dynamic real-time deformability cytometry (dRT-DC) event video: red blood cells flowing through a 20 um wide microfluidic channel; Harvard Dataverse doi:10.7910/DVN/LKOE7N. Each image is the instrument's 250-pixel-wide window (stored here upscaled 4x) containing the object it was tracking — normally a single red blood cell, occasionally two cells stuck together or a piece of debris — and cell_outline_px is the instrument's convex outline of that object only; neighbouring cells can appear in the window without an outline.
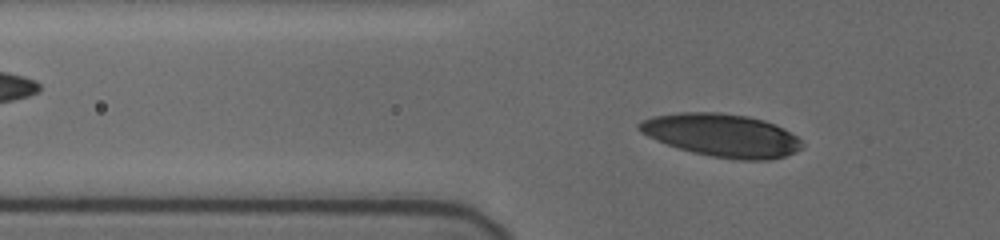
{"species": "human", "species_latin": "Homo sapiens", "temperature_condition": "cold", "stored_images_in_passage": 52, "segment_of_instrument_passage": [1, 2], "camera_frame_rate_fps": 3000, "um_per_image_px": 0.085, "donor": {"sex": "female"}, "frame": {"image": 1, "passage_image": 15, "time_ms": 4.667, "image_size_px": [1000, 240], "cell_outline_px": [[804, 144], [796, 152], [784, 156], [768, 160], [740, 160], [712, 156], [692, 152], [656, 140], [640, 132], [636, 128], [636, 124], [640, 120], [652, 116], [680, 112], [720, 112], [748, 116], [764, 120], [776, 124], [784, 128], [796, 136]], "centroid_in_image_um": [61.34, 11.48], "position_along_channel_um": 64.5, "area_um2": 40.92}}
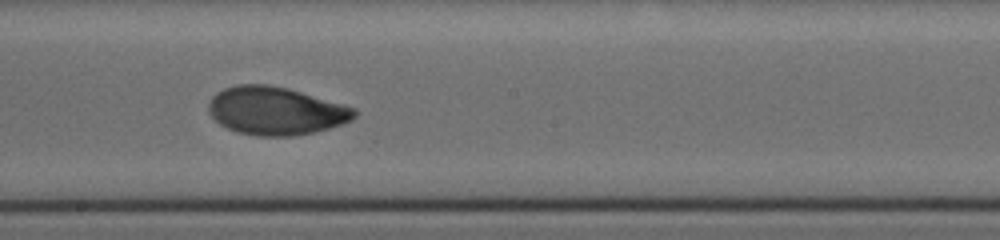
{"frame": {"image": 2, "passage_image": 29, "time_ms": 9.333, "image_size_px": [1000, 240], "cell_outline_px": [[356, 116], [352, 120], [328, 128], [312, 132], [292, 136], [256, 136], [236, 132], [220, 124], [208, 112], [208, 104], [212, 96], [216, 92], [224, 88], [236, 84], [268, 84], [288, 88], [344, 104], [356, 108]], "centroid_in_image_um": [23.42, 9.41], "position_along_channel_um": 224.8, "area_um2": 40.92}}
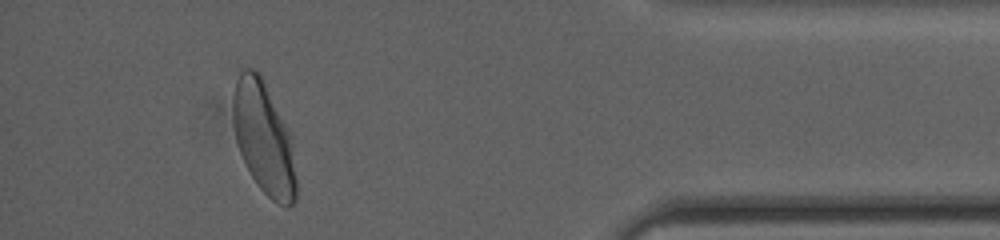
{"frame": {"image": 3, "passage_image": 47, "time_ms": 15.333, "image_size_px": [1000, 240], "cell_outline_px": [[296, 200], [288, 208], [272, 200], [260, 188], [252, 176], [240, 152], [236, 140], [232, 120], [232, 96], [236, 80], [240, 72], [244, 68], [252, 68], [260, 76], [288, 132], [296, 180]], "centroid_in_image_um": [22.37, 11.77], "position_along_channel_um": 412.8, "area_um2": 40.0}}